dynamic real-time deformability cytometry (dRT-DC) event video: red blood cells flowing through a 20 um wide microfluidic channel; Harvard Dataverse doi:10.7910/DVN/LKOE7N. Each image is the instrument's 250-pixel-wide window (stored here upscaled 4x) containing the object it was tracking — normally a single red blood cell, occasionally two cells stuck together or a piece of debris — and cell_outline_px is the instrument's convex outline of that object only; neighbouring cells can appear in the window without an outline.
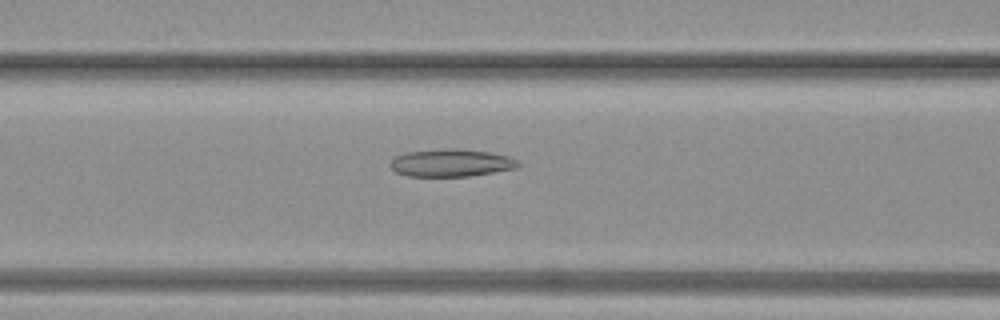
{"species": "common noctule bat (a hibernating species)", "species_latin": "Nyctalus noctula", "temperature_condition": "warm", "stored_images_in_passage": 29, "camera_frame_rate_fps": 3000, "um_per_image_px": 0.085, "animal": {"sex": "female", "body_mass_g": 19.3, "forearm_length_mm": 54.1}, "frame": {"image": 1, "passage_image": 7, "time_ms": 2.0, "image_size_px": [1000, 320], "cell_outline_px": [[520, 164], [516, 168], [468, 176], [408, 176], [396, 172], [388, 164], [396, 156], [404, 152], [444, 148], [460, 148], [488, 152], [508, 156], [516, 160]], "centroid_in_image_um": [38.3, 13.83], "position_along_channel_um": 128.3, "area_um2": 20.52}}
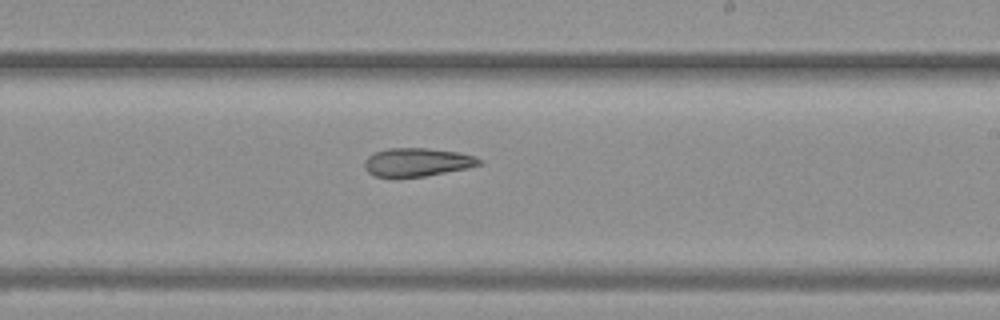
{"frame": {"image": 2, "passage_image": 14, "time_ms": 4.333, "image_size_px": [1000, 320], "cell_outline_px": [[484, 164], [468, 168], [424, 176], [396, 180], [376, 176], [368, 172], [364, 168], [364, 160], [368, 156], [376, 152], [388, 148], [428, 148], [460, 152], [476, 156], [484, 160]], "centroid_in_image_um": [35.47, 13.81], "position_along_channel_um": 253.5, "area_um2": 19.71}}
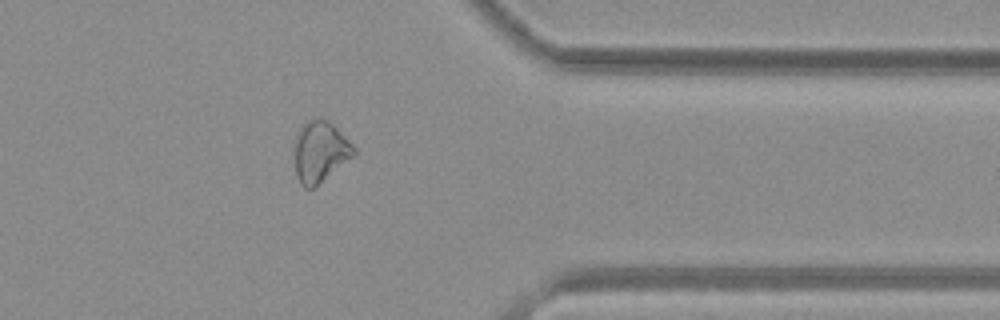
{"frame": {"image": 3, "passage_image": 22, "time_ms": 7.0, "image_size_px": [1000, 320], "cell_outline_px": [[356, 156], [312, 188], [304, 188], [300, 184], [296, 176], [292, 148], [296, 136], [300, 128], [312, 116], [320, 116], [328, 120], [356, 148]], "centroid_in_image_um": [27.18, 12.87], "position_along_channel_um": 384.2, "area_um2": 21.68}}